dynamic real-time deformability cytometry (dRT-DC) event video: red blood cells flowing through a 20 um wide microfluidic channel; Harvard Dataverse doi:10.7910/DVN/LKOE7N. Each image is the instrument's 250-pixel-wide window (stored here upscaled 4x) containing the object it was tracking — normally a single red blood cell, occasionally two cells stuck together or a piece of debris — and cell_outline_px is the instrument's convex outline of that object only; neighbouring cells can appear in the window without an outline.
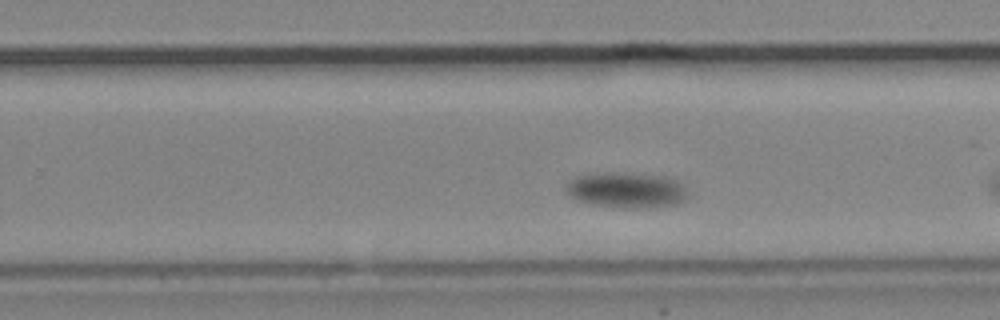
{"species": "common noctule bat (a hibernating species)", "species_latin": "Nyctalus noctula", "temperature_condition": "cold", "stored_images_in_passage": 46, "camera_frame_rate_fps": 3000, "um_per_image_px": 0.085, "animal": {"sex": "male", "body_mass_g": 19.2, "forearm_length_mm": 51.8}, "frame": {"image": 1, "passage_image": 27, "time_ms": 8.667, "image_size_px": [1000, 320], "cell_outline_px": [[688, 196], [684, 200], [676, 204], [636, 208], [624, 208], [588, 204], [576, 200], [564, 192], [564, 184], [568, 180], [576, 176], [608, 172], [616, 172], [664, 176], [676, 180], [688, 192]], "centroid_in_image_um": [53.16, 16.16], "position_along_channel_um": 276.6, "area_um2": 25.43}}